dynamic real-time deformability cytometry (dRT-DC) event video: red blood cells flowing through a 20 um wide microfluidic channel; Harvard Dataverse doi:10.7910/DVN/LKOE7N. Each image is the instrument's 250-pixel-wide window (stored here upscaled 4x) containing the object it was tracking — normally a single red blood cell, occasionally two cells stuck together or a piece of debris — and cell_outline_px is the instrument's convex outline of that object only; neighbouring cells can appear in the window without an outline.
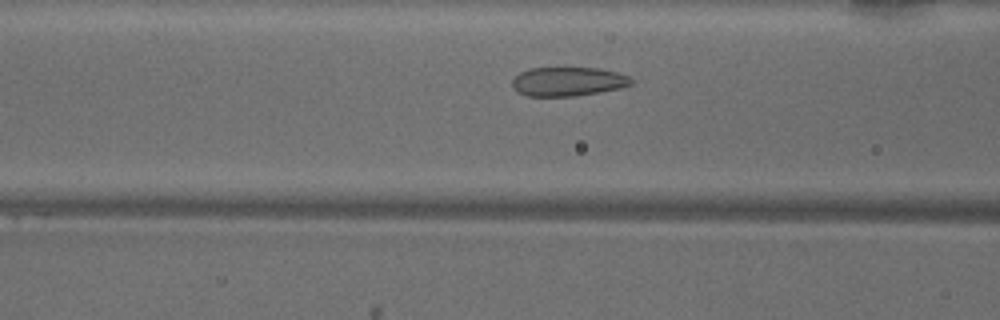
{"species": "common noctule bat (a hibernating species)", "species_latin": "Nyctalus noctula", "temperature_condition": "warm", "stored_images_in_passage": 34, "camera_frame_rate_fps": 3000, "um_per_image_px": 0.085, "animal": {"sex": "male", "body_mass_g": 18.8}, "frame": {"image": 1, "passage_image": 12, "time_ms": 3.667, "image_size_px": [1000, 320], "cell_outline_px": [[632, 84], [620, 88], [600, 92], [572, 96], [528, 96], [516, 92], [512, 88], [512, 80], [520, 72], [528, 68], [596, 68], [616, 72], [628, 76], [632, 80]], "centroid_in_image_um": [48.23, 6.93], "position_along_channel_um": 118.4, "area_um2": 20.11}}
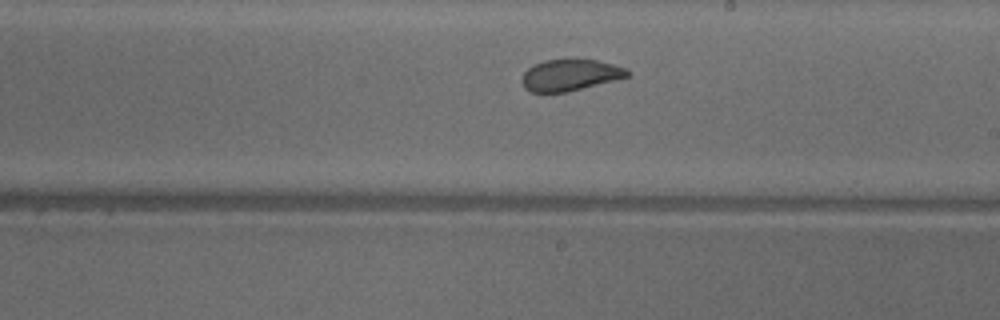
{"frame": {"image": 2, "passage_image": 21, "time_ms": 6.667, "image_size_px": [1000, 320], "cell_outline_px": [[632, 76], [568, 92], [532, 92], [524, 88], [520, 80], [524, 72], [532, 64], [544, 60], [596, 60], [628, 68], [632, 72]], "centroid_in_image_um": [48.48, 6.39], "position_along_channel_um": 240.5, "area_um2": 19.54}}
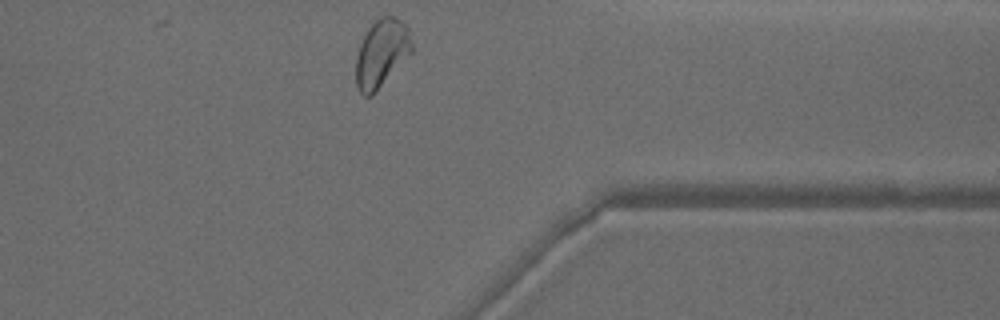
{"frame": {"image": 3, "passage_image": 32, "time_ms": 10.333, "image_size_px": [1000, 320], "cell_outline_px": [[412, 52], [376, 92], [372, 96], [364, 96], [360, 92], [356, 84], [356, 56], [360, 44], [368, 28], [380, 16], [392, 16], [400, 20], [408, 28], [412, 44]], "centroid_in_image_um": [32.42, 4.54], "position_along_channel_um": 379.0, "area_um2": 21.96}, "authors_computed_cell_mechanics": {"area_um2": 20.7213, "velocity_mm_per_s": 4.0764, "shape_relaxation_time_tau1_ms": 3.7772, "shape_relaxation_time_tau2_ms": 0.7366, "deformation_change_tau1": 0.1137, "deformation_change_tau2": 0.0513}}